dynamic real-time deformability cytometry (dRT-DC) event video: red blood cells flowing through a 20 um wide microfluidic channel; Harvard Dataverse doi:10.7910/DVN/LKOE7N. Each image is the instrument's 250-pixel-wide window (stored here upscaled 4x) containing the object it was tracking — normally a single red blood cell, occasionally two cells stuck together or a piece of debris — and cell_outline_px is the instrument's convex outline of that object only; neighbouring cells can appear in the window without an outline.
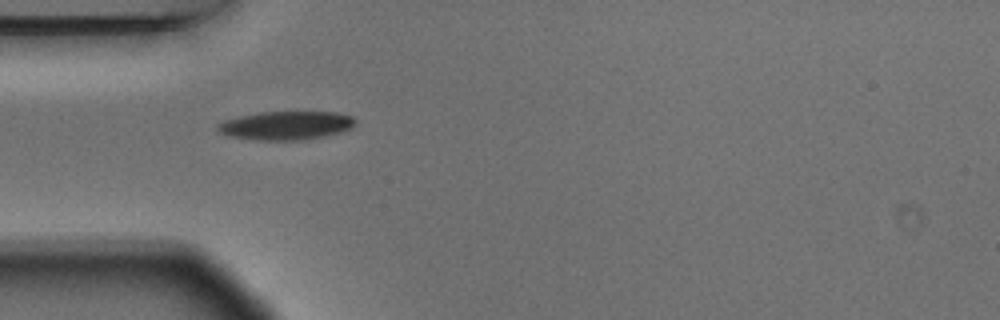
{"species": "Egyptian fruit bat (a non-hibernating species)", "species_latin": "Rousettus aegyptiacus", "temperature_condition": "warm", "stored_images_in_passage": 2, "camera_frame_rate_fps": 3000, "um_per_image_px": 0.085, "animal": {"sex": "male"}, "frame": {"image": 1, "passage_image": 1, "time_ms": 0.0, "image_size_px": [1000, 320], "cell_outline_px": [[356, 124], [352, 128], [340, 132], [320, 136], [296, 140], [252, 140], [228, 136], [216, 132], [216, 124], [224, 120], [240, 116], [260, 112], [336, 112], [352, 116], [356, 120]], "centroid_in_image_um": [24.25, 10.66], "position_along_channel_um": 60.7, "area_um2": 23.0}}
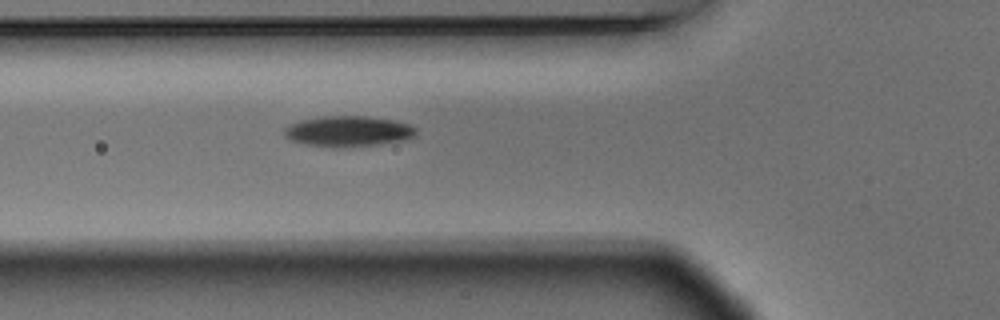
{"frame": {"image": 2, "passage_image": 2, "time_ms": 0.333, "image_size_px": [1000, 320], "cell_outline_px": [[416, 132], [412, 136], [404, 140], [376, 144], [336, 148], [304, 144], [292, 140], [284, 136], [284, 128], [288, 124], [300, 120], [320, 116], [364, 116], [392, 120], [408, 124], [416, 128]], "centroid_in_image_um": [29.53, 11.15], "position_along_channel_um": 96.3, "area_um2": 23.41}}